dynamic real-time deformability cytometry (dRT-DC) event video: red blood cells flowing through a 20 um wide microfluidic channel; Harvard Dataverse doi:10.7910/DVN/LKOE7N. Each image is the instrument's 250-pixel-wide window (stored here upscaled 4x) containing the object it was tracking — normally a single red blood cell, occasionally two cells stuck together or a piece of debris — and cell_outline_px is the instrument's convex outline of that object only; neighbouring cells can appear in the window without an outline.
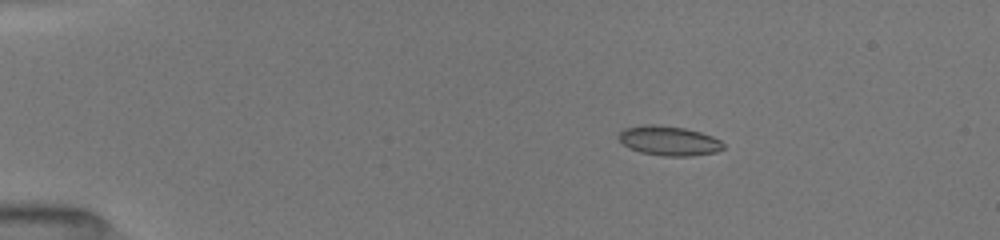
{"species": "common noctule bat (a hibernating species)", "species_latin": "Nyctalus noctula", "temperature_condition": "room temperature", "stored_images_in_passage": 7, "camera_frame_rate_fps": 3000, "um_per_image_px": 0.085, "animal": {"sex": "female", "body_mass_g": 19.5, "forearm_length_mm": 54.1}, "frame": {"image": 1, "passage_image": 4, "time_ms": 2.333, "image_size_px": [1000, 240], "cell_outline_px": [[724, 148], [716, 152], [688, 156], [664, 156], [640, 152], [628, 148], [620, 140], [620, 132], [624, 128], [644, 124], [656, 124], [684, 128], [700, 132], [712, 136], [720, 140], [724, 144]], "centroid_in_image_um": [56.86, 11.96], "position_along_channel_um": 28.1, "area_um2": 17.98}}